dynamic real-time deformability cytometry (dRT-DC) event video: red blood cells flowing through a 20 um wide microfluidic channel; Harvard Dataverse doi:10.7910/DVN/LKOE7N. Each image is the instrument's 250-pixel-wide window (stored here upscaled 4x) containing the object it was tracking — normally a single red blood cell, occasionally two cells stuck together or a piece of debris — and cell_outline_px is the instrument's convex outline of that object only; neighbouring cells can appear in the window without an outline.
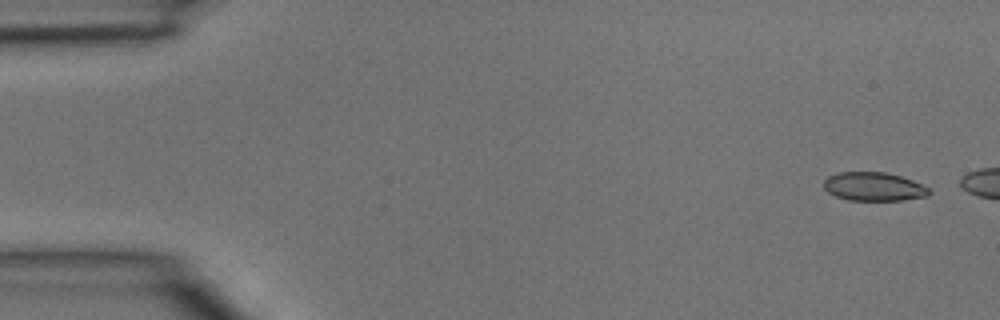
{"species": "common noctule bat (a hibernating species)", "species_latin": "Nyctalus noctula", "temperature_condition": "room temperature", "stored_images_in_passage": 2, "camera_frame_rate_fps": 3000, "um_per_image_px": 0.085, "animal": {"sex": "male", "body_mass_g": 15.6}, "frame": {"image": 1, "passage_image": 1, "time_ms": 0.0, "image_size_px": [1000, 320], "cell_outline_px": [[932, 192], [928, 196], [900, 200], [848, 200], [836, 196], [828, 192], [824, 188], [824, 180], [828, 176], [840, 172], [884, 172], [900, 176], [912, 180], [932, 188]], "centroid_in_image_um": [74.3, 15.86], "position_along_channel_um": 10.7, "area_um2": 17.63}}